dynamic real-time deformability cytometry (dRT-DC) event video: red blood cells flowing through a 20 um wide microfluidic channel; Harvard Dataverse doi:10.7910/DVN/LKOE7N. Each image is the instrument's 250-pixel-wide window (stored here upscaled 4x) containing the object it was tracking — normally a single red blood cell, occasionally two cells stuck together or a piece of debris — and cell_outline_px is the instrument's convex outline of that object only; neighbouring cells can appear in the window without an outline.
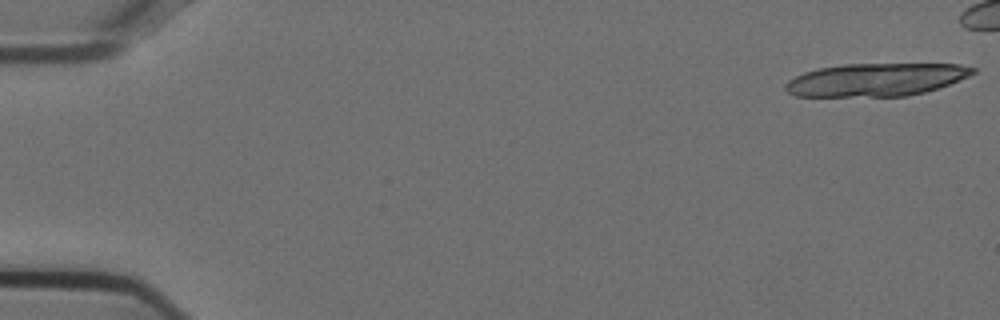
{"species": "Egyptian fruit bat (a non-hibernating species)", "species_latin": "Rousettus aegyptiacus", "temperature_condition": "cold", "stored_images_in_passage": 17, "camera_frame_rate_fps": 3000, "um_per_image_px": 0.085, "animal": {"sex": "female"}, "frame": {"image": 1, "passage_image": 1, "time_ms": 0.0, "image_size_px": [1000, 320], "cell_outline_px": [[976, 72], [968, 76], [948, 84], [924, 92], [908, 96], [796, 96], [788, 92], [784, 88], [784, 84], [788, 80], [804, 72], [820, 68], [844, 64], [960, 64], [976, 68]], "centroid_in_image_um": [74.44, 6.77], "position_along_channel_um": 10.6, "area_um2": 35.72}}